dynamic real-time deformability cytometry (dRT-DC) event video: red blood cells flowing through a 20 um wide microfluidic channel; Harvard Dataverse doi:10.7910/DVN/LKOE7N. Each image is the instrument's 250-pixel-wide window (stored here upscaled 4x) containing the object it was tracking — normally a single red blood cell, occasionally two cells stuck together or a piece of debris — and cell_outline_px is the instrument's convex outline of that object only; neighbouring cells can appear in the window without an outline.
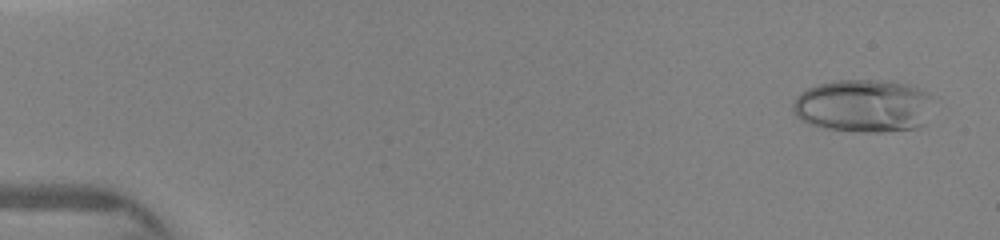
{"species": "human", "species_latin": "Homo sapiens", "temperature_condition": "warm", "stored_images_in_passage": 12, "camera_frame_rate_fps": 3000, "um_per_image_px": 0.085, "donor": {"sex": "female"}, "frame": {"image": 1, "passage_image": 1, "time_ms": 0.0, "image_size_px": [1000, 240], "cell_outline_px": [[932, 96], [924, 124], [916, 128], [880, 132], [856, 132], [828, 128], [808, 124], [800, 120], [792, 112], [792, 104], [796, 96], [800, 92], [808, 88], [820, 84], [836, 80], [892, 80], [908, 84], [920, 88], [928, 92]], "centroid_in_image_um": [73.37, 8.99], "position_along_channel_um": 11.6, "area_um2": 43.64}}